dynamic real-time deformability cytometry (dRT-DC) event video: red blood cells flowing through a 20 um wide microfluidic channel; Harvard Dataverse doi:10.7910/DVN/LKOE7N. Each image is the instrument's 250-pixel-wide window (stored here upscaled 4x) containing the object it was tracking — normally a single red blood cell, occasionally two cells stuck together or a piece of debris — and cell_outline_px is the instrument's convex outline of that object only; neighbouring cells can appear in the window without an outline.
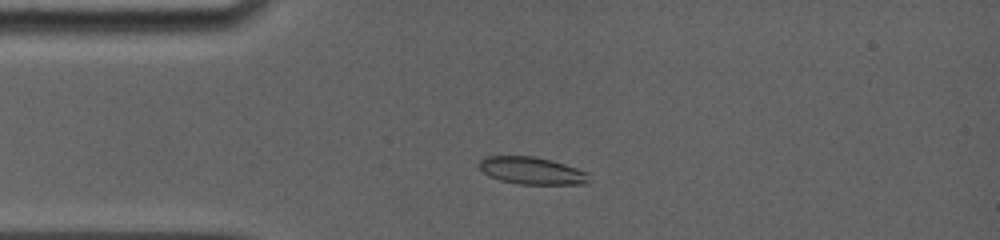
{"species": "common noctule bat (a hibernating species)", "species_latin": "Nyctalus noctula", "temperature_condition": "room temperature", "stored_images_in_passage": 34, "camera_frame_rate_fps": 5000, "um_per_image_px": 0.085, "animal": {"sex": "female", "body_mass_g": 19.0, "forearm_length_mm": 56.7}, "frame": {"image": 1, "passage_image": 4, "time_ms": 1.8, "image_size_px": [1000, 240], "cell_outline_px": [[588, 184], [520, 184], [500, 180], [488, 176], [480, 168], [480, 160], [484, 156], [536, 156], [552, 160], [588, 172]], "centroid_in_image_um": [45.2, 14.5], "position_along_channel_um": 39.8, "area_um2": 17.46}}
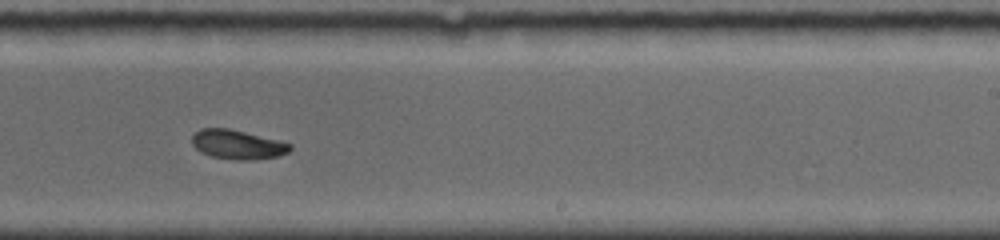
{"frame": {"image": 2, "passage_image": 17, "time_ms": 8.2, "image_size_px": [1000, 240], "cell_outline_px": [[292, 148], [288, 152], [276, 156], [252, 160], [236, 160], [212, 156], [200, 152], [192, 144], [192, 136], [200, 128], [228, 128], [292, 144]], "centroid_in_image_um": [20.16, 12.29], "position_along_channel_um": 268.8, "area_um2": 16.47}}
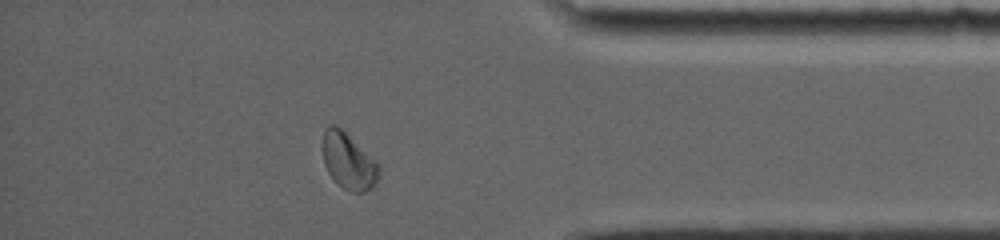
{"frame": {"image": 3, "passage_image": 30, "time_ms": 12.0, "image_size_px": [1000, 240], "cell_outline_px": [[380, 168], [376, 184], [364, 192], [352, 192], [344, 188], [328, 172], [324, 164], [324, 128], [328, 124], [336, 124], [380, 164]], "centroid_in_image_um": [29.64, 13.68], "position_along_channel_um": 405.6, "area_um2": 18.09}, "authors_computed_cell_mechanics": {"area_um2": 17.1377, "velocity_mm_per_s": 3.8927, "shape_relaxation_time_tau1_ms": 4.1814, "shape_relaxation_time_tau2_ms": 5.5589, "deformation_change_tau1": 0.1427, "deformation_change_tau2": 0.0436}}